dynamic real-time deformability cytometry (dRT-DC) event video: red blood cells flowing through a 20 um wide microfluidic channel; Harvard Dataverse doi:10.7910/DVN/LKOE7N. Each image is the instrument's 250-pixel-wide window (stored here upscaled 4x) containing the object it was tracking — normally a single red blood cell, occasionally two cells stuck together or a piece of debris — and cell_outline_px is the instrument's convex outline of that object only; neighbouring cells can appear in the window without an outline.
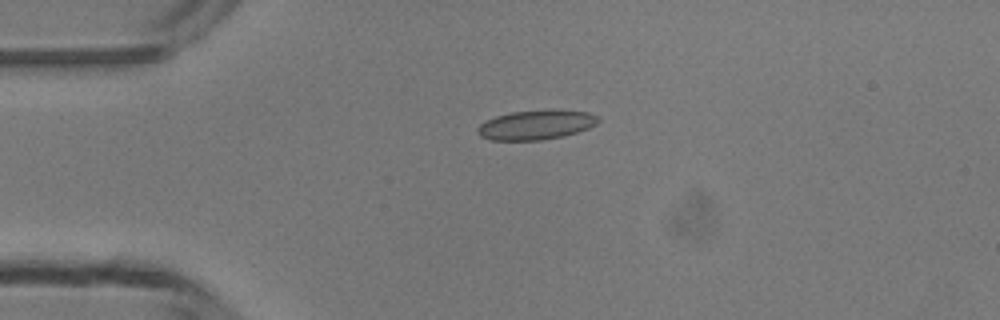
{"species": "common noctule bat (a hibernating species)", "species_latin": "Nyctalus noctula", "temperature_condition": "room temperature", "stored_images_in_passage": 2, "camera_frame_rate_fps": 3000, "um_per_image_px": 0.085, "animal": {"sex": "male", "body_mass_g": 13.3}, "frame": {"image": 1, "passage_image": 1, "time_ms": 0.0, "image_size_px": [1000, 320], "cell_outline_px": [[600, 120], [596, 124], [588, 128], [564, 136], [540, 140], [492, 140], [480, 136], [476, 132], [476, 128], [480, 124], [496, 116], [512, 112], [588, 112], [600, 116]], "centroid_in_image_um": [45.53, 10.65], "position_along_channel_um": 39.5, "area_um2": 19.94}}